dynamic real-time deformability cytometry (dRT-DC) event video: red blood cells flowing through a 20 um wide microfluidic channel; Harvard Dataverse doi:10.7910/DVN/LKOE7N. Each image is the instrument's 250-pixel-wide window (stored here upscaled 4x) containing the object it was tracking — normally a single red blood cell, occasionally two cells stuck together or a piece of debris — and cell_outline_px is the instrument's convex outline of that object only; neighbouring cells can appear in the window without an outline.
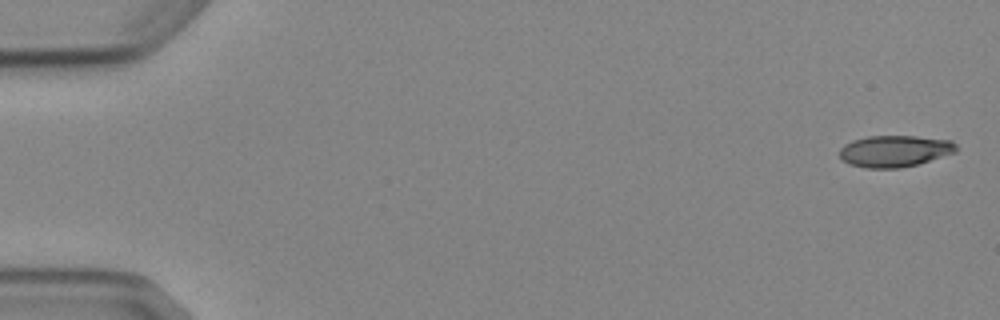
{"species": "Egyptian fruit bat (a non-hibernating species)", "species_latin": "Rousettus aegyptiacus", "temperature_condition": "cold", "stored_images_in_passage": 4, "camera_frame_rate_fps": 3000, "um_per_image_px": 0.085, "animal": {"sex": "female"}, "frame": {"image": 1, "passage_image": 1, "time_ms": 0.0, "image_size_px": [1000, 320], "cell_outline_px": [[956, 152], [916, 164], [900, 168], [864, 168], [848, 164], [840, 156], [840, 148], [844, 144], [852, 140], [868, 136], [916, 136], [952, 140], [956, 144]], "centroid_in_image_um": [76.02, 12.84], "position_along_channel_um": 9.0, "area_um2": 21.44}}